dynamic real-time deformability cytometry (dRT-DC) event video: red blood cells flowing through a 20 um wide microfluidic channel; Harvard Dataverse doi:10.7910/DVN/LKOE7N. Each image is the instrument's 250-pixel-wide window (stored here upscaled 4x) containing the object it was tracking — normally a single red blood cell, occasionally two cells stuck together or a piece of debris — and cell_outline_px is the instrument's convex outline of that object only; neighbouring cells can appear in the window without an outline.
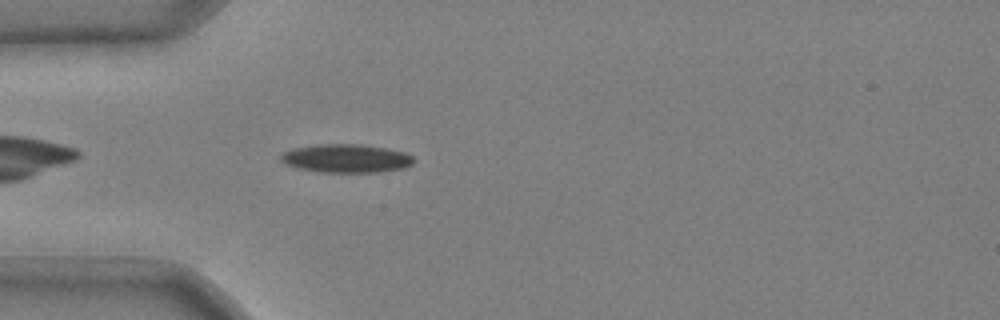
{"species": "common noctule bat (a hibernating species)", "species_latin": "Nyctalus noctula", "temperature_condition": "cold", "stored_images_in_passage": 39, "camera_frame_rate_fps": 3000, "um_per_image_px": 0.085, "animal": {"sex": "male", "body_mass_g": 20.4}, "frame": {"image": 1, "passage_image": 3, "time_ms": 0.667, "image_size_px": [1000, 320], "cell_outline_px": [[412, 164], [404, 168], [376, 172], [316, 172], [296, 168], [284, 164], [280, 160], [280, 156], [284, 152], [292, 148], [316, 144], [360, 144], [388, 148], [404, 152], [412, 156]], "centroid_in_image_um": [29.37, 13.46], "position_along_channel_um": 55.6, "area_um2": 22.2}}
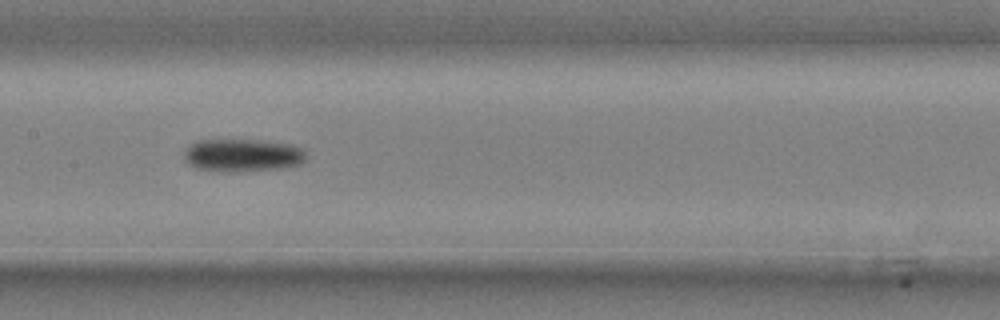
{"frame": {"image": 2, "passage_image": 14, "time_ms": 4.333, "image_size_px": [1000, 320], "cell_outline_px": [[304, 160], [300, 164], [280, 168], [236, 172], [224, 172], [196, 168], [188, 164], [184, 160], [184, 152], [196, 140], [260, 140], [292, 144], [300, 148], [304, 152]], "centroid_in_image_um": [20.58, 13.2], "position_along_channel_um": 186.8, "area_um2": 23.29}}
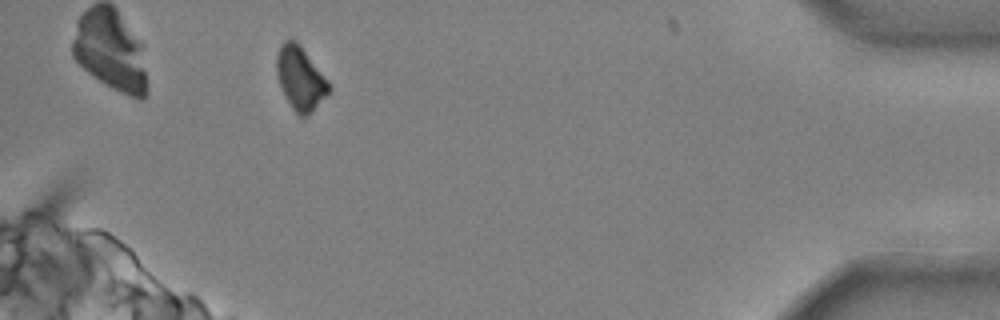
{"frame": {"image": 3, "passage_image": 36, "time_ms": 11.667, "image_size_px": [1000, 320], "cell_outline_px": [[332, 88], [328, 96], [312, 112], [304, 116], [300, 116], [292, 108], [280, 84], [276, 72], [276, 56], [280, 44], [284, 40], [296, 40], [300, 44], [328, 80]], "centroid_in_image_um": [25.56, 6.64], "position_along_channel_um": 409.6, "area_um2": 19.36}, "authors_computed_cell_mechanics": {"area_um2": 21.964, "velocity_mm_per_s": 3.7179, "shape_relaxation_time_tau1_ms": 4.9122, "shape_relaxation_time_tau2_ms": null, "deformation_change_tau1": 0.1283, "deformation_change_tau2": null}}